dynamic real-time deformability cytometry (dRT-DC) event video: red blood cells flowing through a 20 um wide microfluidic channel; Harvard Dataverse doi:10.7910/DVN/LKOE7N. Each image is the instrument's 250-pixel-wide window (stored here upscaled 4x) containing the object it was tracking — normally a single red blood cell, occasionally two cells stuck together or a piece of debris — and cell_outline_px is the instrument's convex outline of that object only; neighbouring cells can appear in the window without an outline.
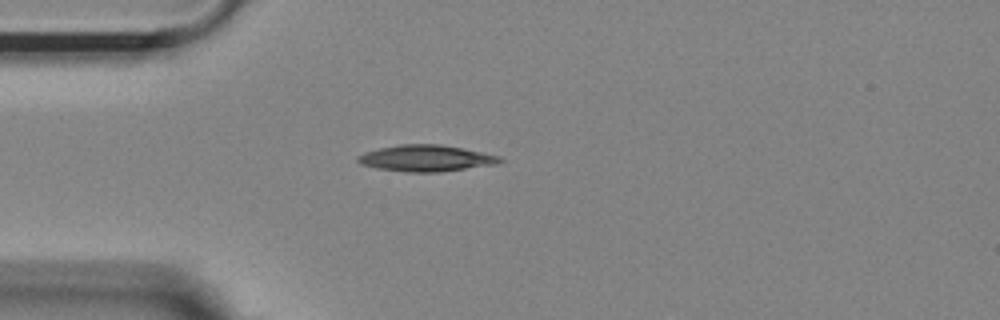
{"species": "Egyptian fruit bat (a non-hibernating species)", "species_latin": "Rousettus aegyptiacus", "temperature_condition": "room temperature", "stored_images_in_passage": 41, "camera_frame_rate_fps": 3000, "um_per_image_px": 0.085, "animal": {"sex": "female"}, "frame": {"image": 1, "passage_image": 1, "time_ms": 0.0, "image_size_px": [1000, 320], "cell_outline_px": [[504, 160], [500, 164], [440, 172], [408, 172], [376, 168], [360, 164], [356, 160], [356, 156], [364, 152], [380, 148], [400, 144], [440, 144], [464, 148], [500, 156]], "centroid_in_image_um": [36.24, 13.45], "position_along_channel_um": 48.8, "area_um2": 22.08}}
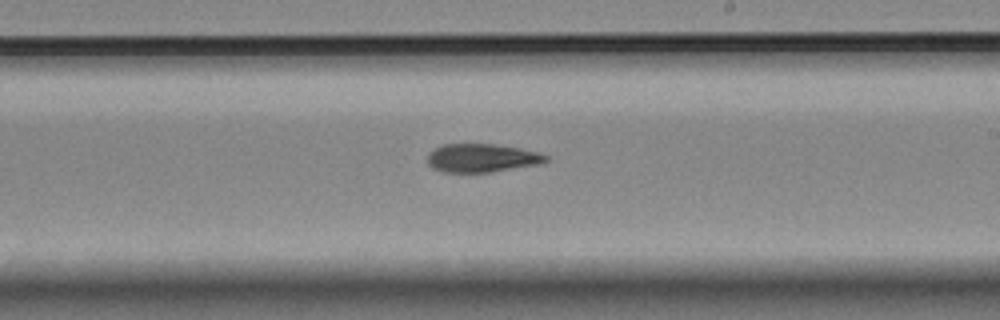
{"frame": {"image": 2, "passage_image": 18, "time_ms": 5.667, "image_size_px": [1000, 320], "cell_outline_px": [[548, 160], [544, 164], [492, 172], [440, 172], [432, 168], [428, 164], [428, 152], [444, 144], [492, 144], [520, 148], [540, 152], [548, 156]], "centroid_in_image_um": [41.0, 13.44], "position_along_channel_um": 248.0, "area_um2": 19.88}}
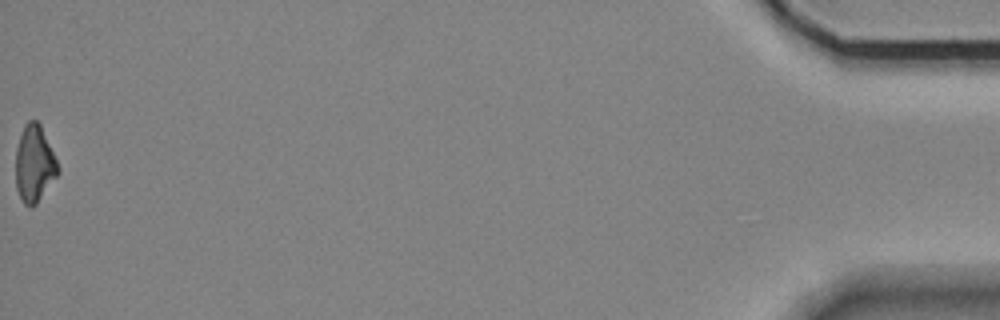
{"frame": {"image": 3, "passage_image": 41, "time_ms": 13.333, "image_size_px": [1000, 320], "cell_outline_px": [[60, 172], [36, 204], [24, 204], [16, 188], [16, 148], [24, 124], [28, 120], [36, 120], [40, 124], [60, 168]], "centroid_in_image_um": [2.92, 13.9], "position_along_channel_um": 432.3, "area_um2": 18.67}, "authors_computed_cell_mechanics": {"area_um2": 20.1144, "velocity_mm_per_s": 3.6968, "shape_relaxation_time_tau1_ms": 5.5416, "shape_relaxation_time_tau2_ms": 8.6602, "deformation_change_tau1": 0.1688, "deformation_change_tau2": 0.168}}